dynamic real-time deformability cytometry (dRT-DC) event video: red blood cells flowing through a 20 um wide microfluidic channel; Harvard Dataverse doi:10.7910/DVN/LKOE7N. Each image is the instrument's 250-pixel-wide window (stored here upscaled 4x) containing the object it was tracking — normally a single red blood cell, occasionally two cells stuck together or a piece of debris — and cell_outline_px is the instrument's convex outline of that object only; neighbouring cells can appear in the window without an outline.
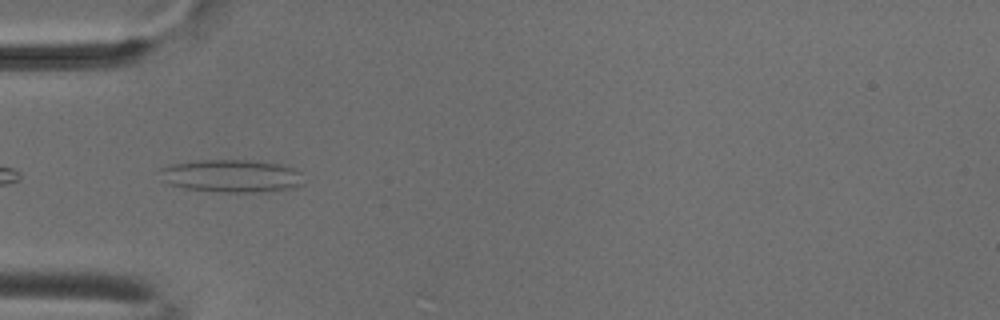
{"species": "common noctule bat (a hibernating species)", "species_latin": "Nyctalus noctula", "temperature_condition": "cold", "stored_images_in_passage": 6, "camera_frame_rate_fps": 3000, "um_per_image_px": 0.085, "animal": {"sex": "male", "body_mass_g": 18.8}, "frame": {"image": 1, "passage_image": 5, "time_ms": 1.333, "image_size_px": [1000, 320], "cell_outline_px": [[300, 184], [292, 188], [260, 192], [224, 192], [188, 188], [168, 184], [164, 180], [160, 168], [172, 164], [196, 160], [248, 160], [280, 164], [292, 168], [300, 172]], "centroid_in_image_um": [19.66, 14.94], "position_along_channel_um": 65.3, "area_um2": 26.93}}